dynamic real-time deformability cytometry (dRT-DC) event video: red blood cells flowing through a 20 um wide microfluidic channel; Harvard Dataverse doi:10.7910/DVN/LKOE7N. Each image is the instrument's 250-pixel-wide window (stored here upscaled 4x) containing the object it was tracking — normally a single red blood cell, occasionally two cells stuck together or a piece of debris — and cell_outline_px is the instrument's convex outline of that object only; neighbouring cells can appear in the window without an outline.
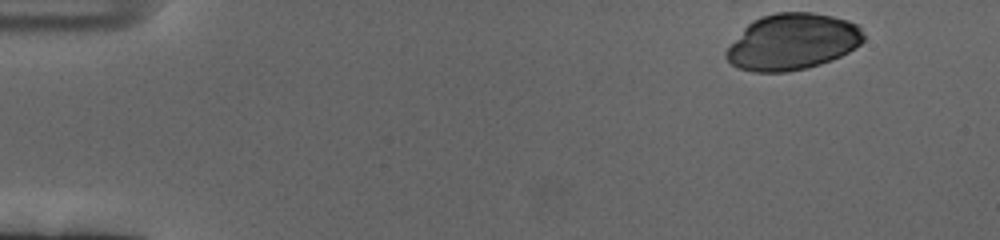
{"species": "human", "species_latin": "Homo sapiens", "temperature_condition": "cold", "stored_images_in_passage": 56, "camera_frame_rate_fps": 3000, "um_per_image_px": 0.085, "donor": {"sex": "female"}, "frame": {"image": 1, "passage_image": 1, "time_ms": 0.0, "image_size_px": [1000, 240], "cell_outline_px": [[864, 40], [856, 48], [840, 56], [820, 64], [788, 72], [756, 72], [740, 68], [732, 64], [724, 56], [724, 52], [744, 28], [752, 20], [760, 16], [776, 12], [812, 12], [832, 16], [848, 20], [856, 24], [860, 28], [864, 36]], "centroid_in_image_um": [67.35, 3.54], "position_along_channel_um": 17.6, "area_um2": 44.97}}
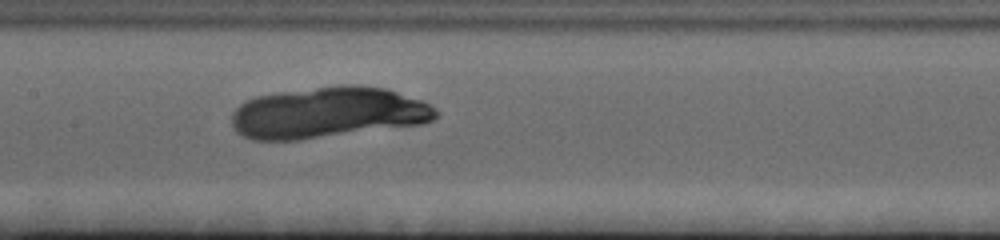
{"frame": {"image": 2, "passage_image": 26, "time_ms": 8.333, "image_size_px": [1000, 240], "cell_outline_px": [[436, 116], [432, 120], [420, 124], [300, 140], [252, 140], [236, 132], [232, 124], [232, 112], [244, 100], [256, 96], [280, 92], [344, 84], [360, 84], [388, 88], [420, 100], [436, 108]], "centroid_in_image_um": [27.84, 9.56], "position_along_channel_um": 179.6, "area_um2": 60.86}}
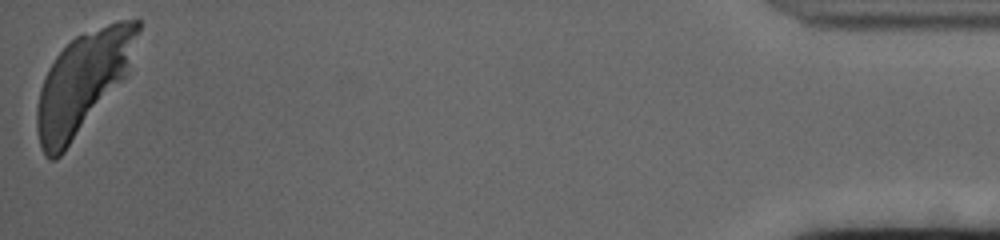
{"frame": {"image": 3, "passage_image": 56, "time_ms": 18.333, "image_size_px": [1000, 240], "cell_outline_px": [[140, 32], [128, 72], [124, 80], [64, 152], [56, 160], [48, 160], [44, 156], [40, 144], [36, 128], [36, 108], [40, 88], [44, 76], [48, 68], [56, 56], [76, 36], [108, 24], [120, 20], [140, 20]], "centroid_in_image_um": [7.03, 7.05], "position_along_channel_um": 428.2, "area_um2": 58.84}}